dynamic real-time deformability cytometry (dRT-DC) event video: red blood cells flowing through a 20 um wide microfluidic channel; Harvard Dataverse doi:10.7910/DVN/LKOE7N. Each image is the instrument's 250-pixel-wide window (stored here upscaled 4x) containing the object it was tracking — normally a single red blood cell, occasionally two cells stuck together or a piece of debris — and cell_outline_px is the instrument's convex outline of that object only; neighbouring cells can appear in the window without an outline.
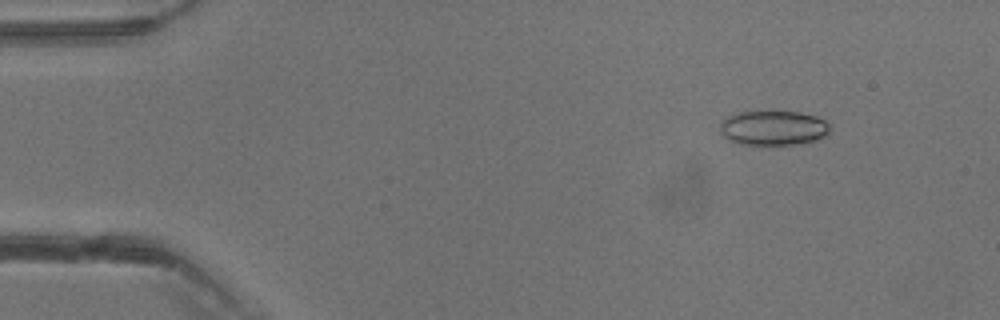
{"species": "common noctule bat (a hibernating species)", "species_latin": "Nyctalus noctula", "temperature_condition": "warm", "stored_images_in_passage": 40, "camera_frame_rate_fps": 3000, "um_per_image_px": 0.085, "animal": {"sex": "male", "body_mass_g": 13.3}, "frame": {"image": 1, "passage_image": 5, "time_ms": 1.333, "image_size_px": [1000, 320], "cell_outline_px": [[832, 128], [828, 136], [816, 140], [796, 144], [740, 144], [728, 140], [720, 132], [720, 124], [728, 116], [740, 112], [800, 112], [816, 116], [824, 120]], "centroid_in_image_um": [65.77, 10.88], "position_along_channel_um": 19.2, "area_um2": 22.2}}
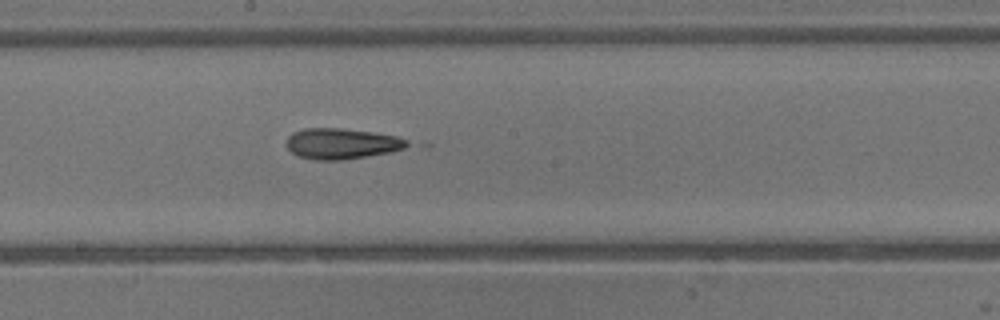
{"frame": {"image": 2, "passage_image": 22, "time_ms": 7.0, "image_size_px": [1000, 320], "cell_outline_px": [[412, 144], [404, 148], [392, 152], [344, 160], [316, 160], [296, 156], [288, 148], [288, 136], [292, 132], [304, 128], [340, 128], [372, 132], [396, 136], [408, 140]], "centroid_in_image_um": [29.06, 12.21], "position_along_channel_um": 219.1, "area_um2": 21.73}}
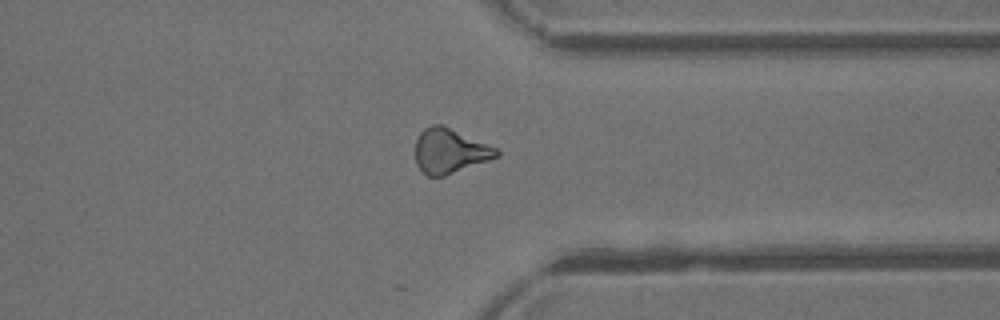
{"frame": {"image": 3, "passage_image": 31, "time_ms": 10.0, "image_size_px": [1000, 320], "cell_outline_px": [[500, 156], [444, 176], [428, 176], [416, 164], [416, 140], [420, 132], [424, 128], [432, 124], [444, 124], [500, 148]], "centroid_in_image_um": [38.28, 12.8], "position_along_channel_um": 373.1, "area_um2": 21.5}}